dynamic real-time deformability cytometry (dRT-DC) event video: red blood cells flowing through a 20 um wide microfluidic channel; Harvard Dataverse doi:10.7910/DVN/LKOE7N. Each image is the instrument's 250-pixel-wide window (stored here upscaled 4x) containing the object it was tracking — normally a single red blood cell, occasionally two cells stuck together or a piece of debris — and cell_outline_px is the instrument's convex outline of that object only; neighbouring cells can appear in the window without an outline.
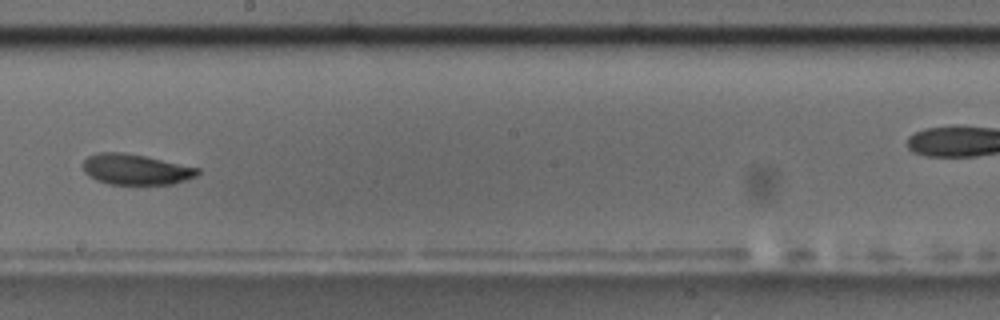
{"species": "common noctule bat (a hibernating species)", "species_latin": "Nyctalus noctula", "temperature_condition": "room temperature", "stored_images_in_passage": 14, "camera_frame_rate_fps": 3000, "um_per_image_px": 0.085, "animal": {"sex": "male", "body_mass_g": 17.5, "forearm_length_mm": 52.3}, "frame": {"image": 1, "passage_image": 7, "time_ms": 7.0, "image_size_px": [1000, 320], "cell_outline_px": [[200, 172], [196, 176], [172, 184], [108, 184], [96, 180], [88, 176], [84, 172], [84, 160], [88, 156], [96, 152], [120, 152], [144, 156], [200, 168]], "centroid_in_image_um": [11.51, 14.4], "position_along_channel_um": 236.7, "area_um2": 20.35}}
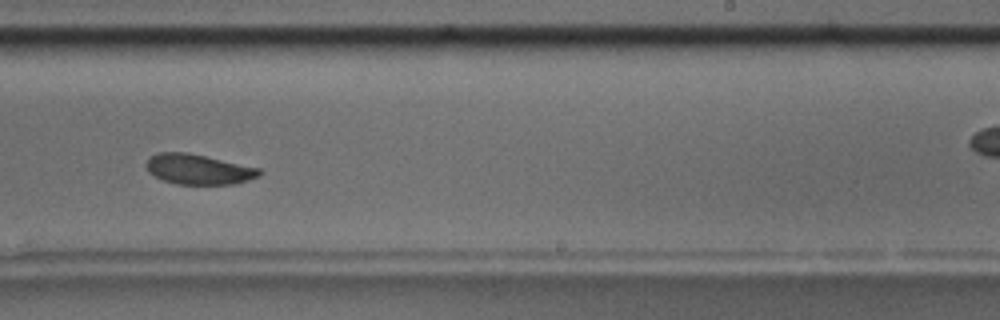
{"frame": {"image": 2, "passage_image": 8, "time_ms": 8.0, "image_size_px": [1000, 320], "cell_outline_px": [[264, 172], [260, 176], [236, 184], [176, 184], [164, 180], [148, 172], [144, 164], [148, 156], [156, 152], [188, 152], [260, 168]], "centroid_in_image_um": [16.86, 14.38], "position_along_channel_um": 272.1, "area_um2": 20.17}}